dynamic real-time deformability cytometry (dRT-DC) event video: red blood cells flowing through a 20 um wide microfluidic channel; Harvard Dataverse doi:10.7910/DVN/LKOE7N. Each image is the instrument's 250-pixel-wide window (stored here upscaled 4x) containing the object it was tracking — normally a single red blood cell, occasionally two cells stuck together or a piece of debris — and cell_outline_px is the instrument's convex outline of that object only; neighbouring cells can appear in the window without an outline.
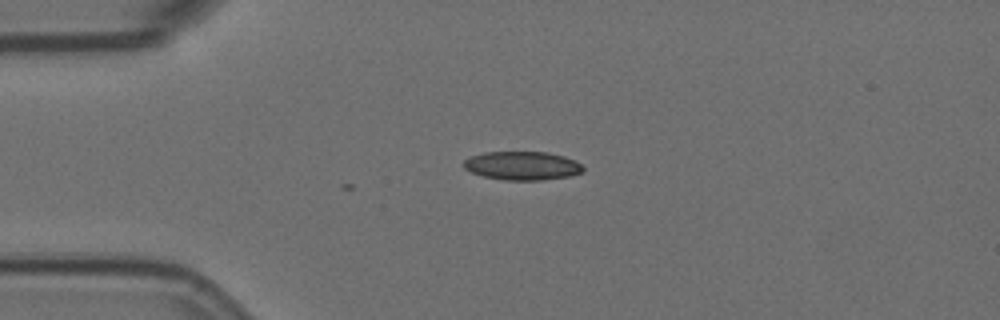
{"species": "Egyptian fruit bat (a non-hibernating species)", "species_latin": "Rousettus aegyptiacus", "temperature_condition": "room temperature", "stored_images_in_passage": 2, "camera_frame_rate_fps": 3000, "um_per_image_px": 0.085, "animal": {"sex": "female"}, "frame": {"image": 1, "passage_image": 1, "time_ms": 0.0, "image_size_px": [1000, 320], "cell_outline_px": [[584, 172], [568, 176], [544, 180], [504, 180], [484, 176], [472, 172], [464, 168], [464, 160], [472, 156], [484, 152], [548, 152], [564, 156], [580, 164], [584, 168]], "centroid_in_image_um": [44.4, 14.09], "position_along_channel_um": 40.6, "area_um2": 19.77}}